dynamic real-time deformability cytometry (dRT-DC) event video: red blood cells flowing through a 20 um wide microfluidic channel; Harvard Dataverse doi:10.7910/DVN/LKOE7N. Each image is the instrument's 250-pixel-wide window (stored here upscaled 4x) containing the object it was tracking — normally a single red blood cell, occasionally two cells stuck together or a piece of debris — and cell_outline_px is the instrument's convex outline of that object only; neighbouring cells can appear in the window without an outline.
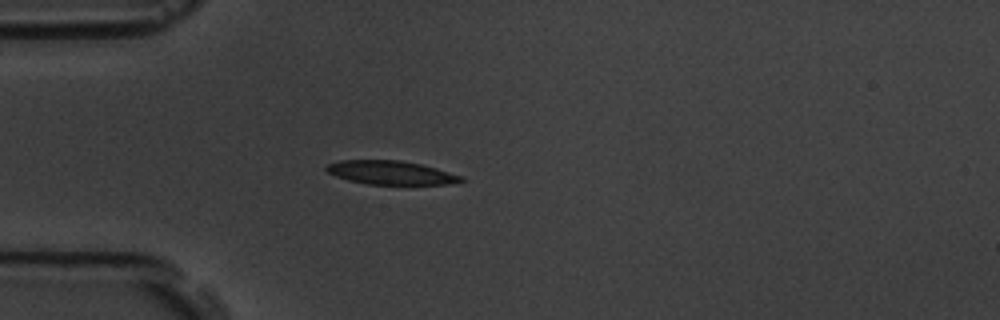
{"species": "common noctule bat (a hibernating species)", "species_latin": "Nyctalus noctula", "temperature_condition": "room temperature", "stored_images_in_passage": 4, "camera_frame_rate_fps": 3000, "um_per_image_px": 0.085, "animal": {"sex": "male", "body_mass_g": 19.5, "forearm_length_mm": 54.6}, "frame": {"image": 1, "passage_image": 3, "time_ms": 2.333, "image_size_px": [1000, 320], "cell_outline_px": [[464, 180], [444, 184], [368, 184], [348, 180], [336, 176], [328, 172], [324, 168], [328, 164], [340, 160], [400, 160], [420, 164], [436, 168], [464, 176]], "centroid_in_image_um": [33.2, 14.67], "position_along_channel_um": 51.8, "area_um2": 18.44}}